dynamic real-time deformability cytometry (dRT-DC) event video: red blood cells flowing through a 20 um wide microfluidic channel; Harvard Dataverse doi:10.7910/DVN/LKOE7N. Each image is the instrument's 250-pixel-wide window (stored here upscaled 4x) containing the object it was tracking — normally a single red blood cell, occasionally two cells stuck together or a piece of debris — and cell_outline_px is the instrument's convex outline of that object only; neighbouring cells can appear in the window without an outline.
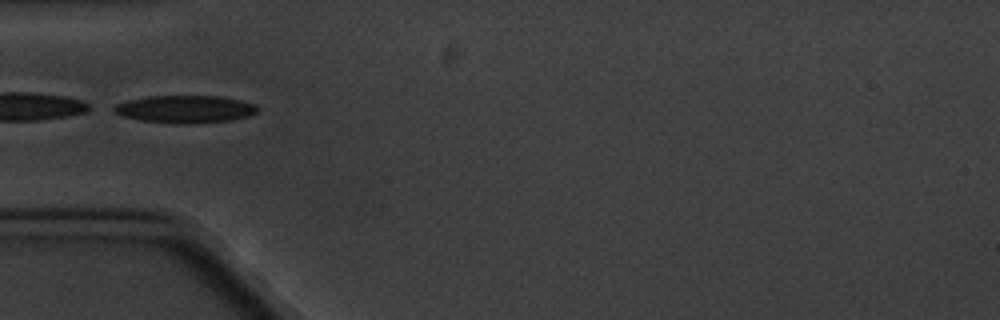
{"species": "common noctule bat (a hibernating species)", "species_latin": "Nyctalus noctula", "temperature_condition": "cold", "stored_images_in_passage": 10, "camera_frame_rate_fps": 3000, "um_per_image_px": 0.085, "animal": {"sex": "male", "body_mass_g": 20.1, "forearm_length_mm": 53.5}, "frame": {"image": 1, "passage_image": 5, "time_ms": 5.333, "image_size_px": [1000, 320], "cell_outline_px": [[256, 112], [248, 116], [232, 120], [196, 124], [176, 124], [140, 120], [120, 116], [108, 108], [116, 104], [128, 100], [148, 96], [220, 96], [240, 100], [256, 104]], "centroid_in_image_um": [15.68, 9.29], "position_along_channel_um": 69.3, "area_um2": 23.35}}